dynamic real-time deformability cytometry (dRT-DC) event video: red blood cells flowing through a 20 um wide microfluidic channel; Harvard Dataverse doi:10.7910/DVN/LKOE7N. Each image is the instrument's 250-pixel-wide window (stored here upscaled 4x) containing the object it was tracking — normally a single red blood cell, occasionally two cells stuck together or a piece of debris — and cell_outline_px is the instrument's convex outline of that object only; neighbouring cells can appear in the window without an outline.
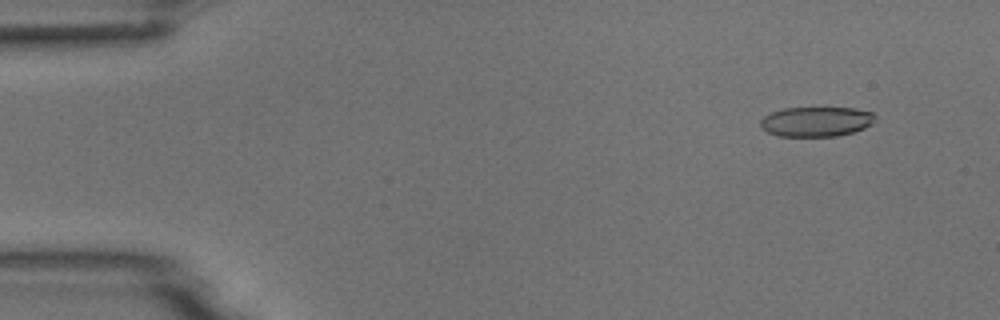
{"species": "common noctule bat (a hibernating species)", "species_latin": "Nyctalus noctula", "temperature_condition": "room temperature", "stored_images_in_passage": 5, "camera_frame_rate_fps": 3000, "um_per_image_px": 0.085, "animal": {"sex": "male", "body_mass_g": 18.8}, "frame": {"image": 1, "passage_image": 2, "time_ms": 1.333, "image_size_px": [1000, 320], "cell_outline_px": [[876, 120], [872, 124], [864, 128], [852, 132], [836, 136], [776, 136], [760, 128], [760, 120], [764, 116], [772, 112], [784, 108], [856, 108], [872, 112], [876, 116]], "centroid_in_image_um": [69.38, 10.33], "position_along_channel_um": 15.6, "area_um2": 20.06}}
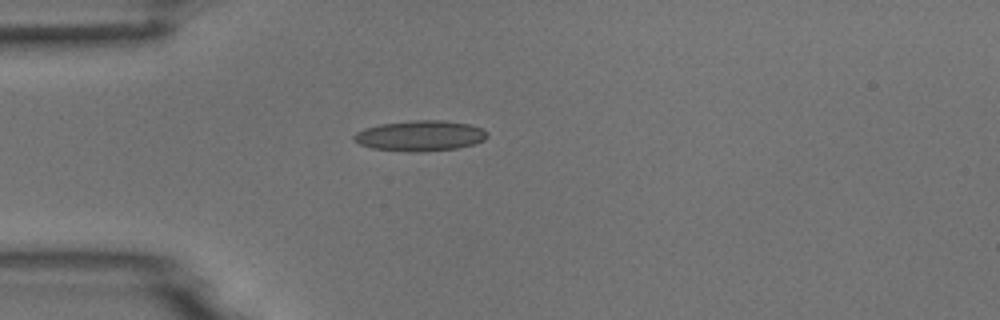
{"frame": {"image": 2, "passage_image": 5, "time_ms": 4.667, "image_size_px": [1000, 320], "cell_outline_px": [[488, 136], [484, 140], [472, 144], [456, 148], [416, 152], [372, 148], [360, 144], [352, 140], [352, 136], [356, 132], [364, 128], [380, 124], [416, 120], [440, 120], [468, 124], [484, 128], [488, 132]], "centroid_in_image_um": [35.7, 11.53], "position_along_channel_um": 49.3, "area_um2": 23.58}}